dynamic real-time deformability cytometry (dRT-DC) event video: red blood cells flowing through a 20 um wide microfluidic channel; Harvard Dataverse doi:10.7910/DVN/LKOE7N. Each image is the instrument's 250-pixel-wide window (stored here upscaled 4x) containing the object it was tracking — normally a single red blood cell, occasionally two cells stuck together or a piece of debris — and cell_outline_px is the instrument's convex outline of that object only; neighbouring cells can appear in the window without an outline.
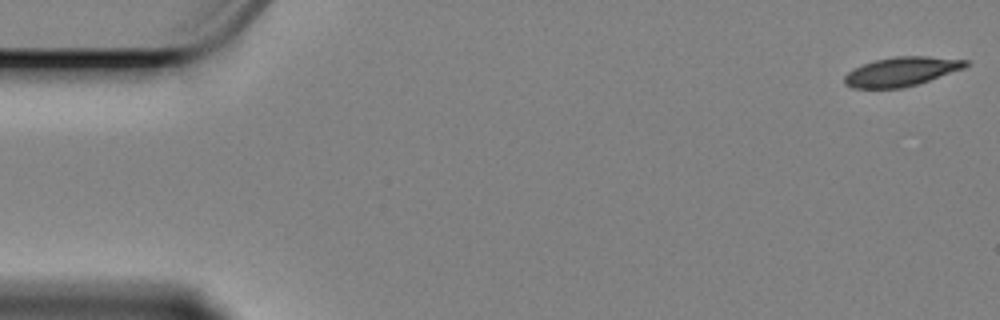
{"species": "Egyptian fruit bat (a non-hibernating species)", "species_latin": "Rousettus aegyptiacus", "temperature_condition": "cold", "stored_images_in_passage": 53, "camera_frame_rate_fps": 3000, "um_per_image_px": 0.085, "animal": {"sex": "female"}, "frame": {"image": 1, "passage_image": 1, "time_ms": 0.0, "image_size_px": [1000, 320], "cell_outline_px": [[968, 64], [964, 68], [916, 84], [900, 88], [852, 88], [844, 84], [844, 76], [852, 68], [876, 60], [892, 56], [928, 56], [968, 60]], "centroid_in_image_um": [76.58, 6.07], "position_along_channel_um": 8.4, "area_um2": 20.4}}
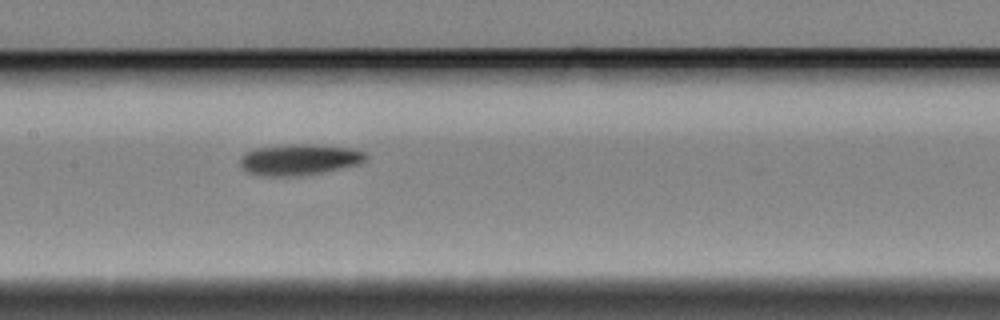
{"frame": {"image": 2, "passage_image": 28, "time_ms": 9.0, "image_size_px": [1000, 320], "cell_outline_px": [[368, 156], [360, 164], [300, 176], [268, 176], [248, 172], [240, 164], [240, 160], [244, 152], [256, 148], [292, 144], [316, 144], [352, 148], [364, 152]], "centroid_in_image_um": [25.45, 13.55], "position_along_channel_um": 181.9, "area_um2": 22.6}}
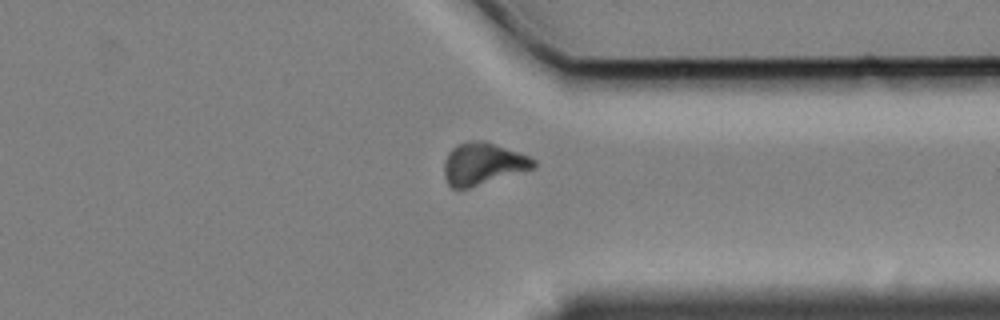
{"frame": {"image": 3, "passage_image": 45, "time_ms": 14.667, "image_size_px": [1000, 320], "cell_outline_px": [[536, 168], [468, 188], [452, 188], [448, 184], [444, 176], [444, 160], [448, 152], [456, 144], [468, 140], [484, 140], [520, 152], [536, 160]], "centroid_in_image_um": [41.04, 13.9], "position_along_channel_um": 370.4, "area_um2": 22.2}, "authors_computed_cell_mechanics": {"area_um2": 21.7328, "velocity_mm_per_s": 3.3603, "shape_relaxation_time_tau1_ms": 6.92, "shape_relaxation_time_tau2_ms": null, "deformation_change_tau1": 0.1323, "deformation_change_tau2": null}}